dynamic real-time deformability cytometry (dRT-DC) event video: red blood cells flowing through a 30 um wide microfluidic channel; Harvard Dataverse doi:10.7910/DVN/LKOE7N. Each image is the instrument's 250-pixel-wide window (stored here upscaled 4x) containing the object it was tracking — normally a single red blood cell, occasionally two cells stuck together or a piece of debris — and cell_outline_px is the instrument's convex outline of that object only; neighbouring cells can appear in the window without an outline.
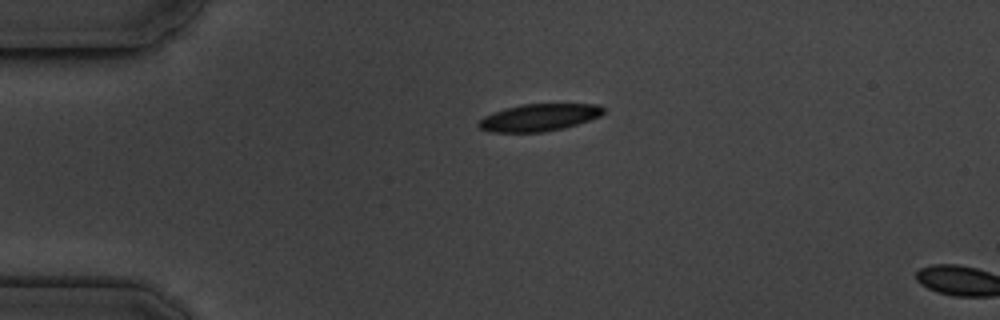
{"species": "common noctule bat (a hibernating species)", "species_latin": "Nyctalus noctula", "temperature_condition": "cold", "stored_images_in_passage": 2, "camera_frame_rate_fps": 3000, "um_per_image_px": 0.085, "animal": {"sex": "male", "body_mass_g": 19.5, "forearm_length_mm": 54.6}, "frame": {"image": 1, "passage_image": 1, "time_ms": 0.0, "image_size_px": [1000, 320], "cell_outline_px": [[604, 112], [600, 116], [564, 128], [544, 132], [488, 132], [480, 128], [476, 124], [484, 116], [504, 108], [520, 104], [600, 104], [604, 108]], "centroid_in_image_um": [45.8, 9.98], "position_along_channel_um": 39.2, "area_um2": 19.83}}